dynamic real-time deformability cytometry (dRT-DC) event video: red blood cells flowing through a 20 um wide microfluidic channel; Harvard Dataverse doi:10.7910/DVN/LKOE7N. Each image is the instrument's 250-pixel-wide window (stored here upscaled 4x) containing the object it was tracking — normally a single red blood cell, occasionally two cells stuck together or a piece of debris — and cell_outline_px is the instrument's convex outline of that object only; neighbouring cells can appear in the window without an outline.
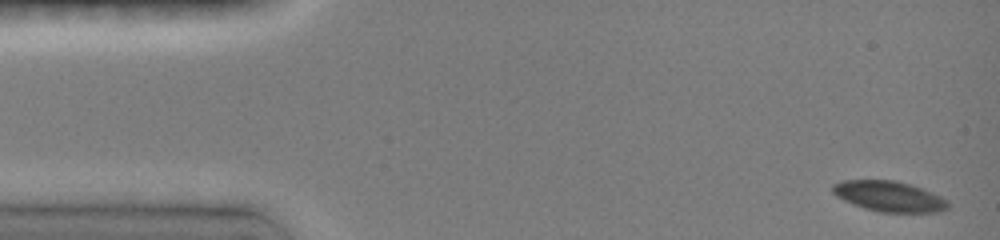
{"species": "common noctule bat (a hibernating species)", "species_latin": "Nyctalus noctula", "temperature_condition": "room temperature", "stored_images_in_passage": 5, "camera_frame_rate_fps": 3000, "um_per_image_px": 0.085, "animal": {"sex": "female", "body_mass_g": 19.0, "forearm_length_mm": 51.5}, "frame": {"image": 1, "passage_image": 1, "time_ms": 0.0, "image_size_px": [1000, 240], "cell_outline_px": [[948, 208], [940, 212], [880, 212], [864, 208], [844, 200], [836, 196], [832, 192], [832, 184], [840, 180], [896, 180], [932, 192], [948, 200]], "centroid_in_image_um": [75.56, 16.68], "position_along_channel_um": 9.4, "area_um2": 20.46}}
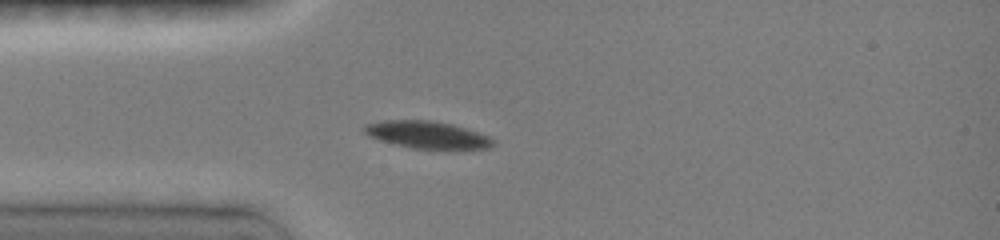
{"frame": {"image": 2, "passage_image": 5, "time_ms": 3.667, "image_size_px": [1000, 240], "cell_outline_px": [[496, 144], [492, 148], [452, 152], [412, 148], [380, 140], [368, 136], [360, 128], [364, 124], [380, 120], [428, 120], [452, 124], [488, 136]], "centroid_in_image_um": [36.35, 11.5], "position_along_channel_um": 48.7, "area_um2": 21.39}}